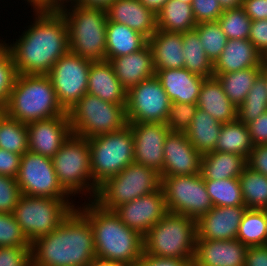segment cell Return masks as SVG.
<instances>
[{
    "label": "cell",
    "instance_id": "50",
    "mask_svg": "<svg viewBox=\"0 0 267 266\" xmlns=\"http://www.w3.org/2000/svg\"><path fill=\"white\" fill-rule=\"evenodd\" d=\"M22 155L0 148V175L17 178Z\"/></svg>",
    "mask_w": 267,
    "mask_h": 266
},
{
    "label": "cell",
    "instance_id": "61",
    "mask_svg": "<svg viewBox=\"0 0 267 266\" xmlns=\"http://www.w3.org/2000/svg\"><path fill=\"white\" fill-rule=\"evenodd\" d=\"M25 1L26 5L28 4V7L31 6V10H42L43 11V0H22Z\"/></svg>",
    "mask_w": 267,
    "mask_h": 266
},
{
    "label": "cell",
    "instance_id": "36",
    "mask_svg": "<svg viewBox=\"0 0 267 266\" xmlns=\"http://www.w3.org/2000/svg\"><path fill=\"white\" fill-rule=\"evenodd\" d=\"M247 247L267 245V219L264 209H248L240 222L237 238Z\"/></svg>",
    "mask_w": 267,
    "mask_h": 266
},
{
    "label": "cell",
    "instance_id": "21",
    "mask_svg": "<svg viewBox=\"0 0 267 266\" xmlns=\"http://www.w3.org/2000/svg\"><path fill=\"white\" fill-rule=\"evenodd\" d=\"M247 249L238 239L196 240L193 266H245Z\"/></svg>",
    "mask_w": 267,
    "mask_h": 266
},
{
    "label": "cell",
    "instance_id": "59",
    "mask_svg": "<svg viewBox=\"0 0 267 266\" xmlns=\"http://www.w3.org/2000/svg\"><path fill=\"white\" fill-rule=\"evenodd\" d=\"M88 266H126L120 262L95 257Z\"/></svg>",
    "mask_w": 267,
    "mask_h": 266
},
{
    "label": "cell",
    "instance_id": "40",
    "mask_svg": "<svg viewBox=\"0 0 267 266\" xmlns=\"http://www.w3.org/2000/svg\"><path fill=\"white\" fill-rule=\"evenodd\" d=\"M237 112V118L246 125L267 112L266 83L261 75L255 80Z\"/></svg>",
    "mask_w": 267,
    "mask_h": 266
},
{
    "label": "cell",
    "instance_id": "33",
    "mask_svg": "<svg viewBox=\"0 0 267 266\" xmlns=\"http://www.w3.org/2000/svg\"><path fill=\"white\" fill-rule=\"evenodd\" d=\"M253 146L247 125L237 118L222 125L214 150L238 154L247 159Z\"/></svg>",
    "mask_w": 267,
    "mask_h": 266
},
{
    "label": "cell",
    "instance_id": "34",
    "mask_svg": "<svg viewBox=\"0 0 267 266\" xmlns=\"http://www.w3.org/2000/svg\"><path fill=\"white\" fill-rule=\"evenodd\" d=\"M262 67H252L222 74H213L221 83L229 100L238 108L245 100Z\"/></svg>",
    "mask_w": 267,
    "mask_h": 266
},
{
    "label": "cell",
    "instance_id": "30",
    "mask_svg": "<svg viewBox=\"0 0 267 266\" xmlns=\"http://www.w3.org/2000/svg\"><path fill=\"white\" fill-rule=\"evenodd\" d=\"M246 166L244 156L214 150L202 155L200 174L204 180L239 178Z\"/></svg>",
    "mask_w": 267,
    "mask_h": 266
},
{
    "label": "cell",
    "instance_id": "64",
    "mask_svg": "<svg viewBox=\"0 0 267 266\" xmlns=\"http://www.w3.org/2000/svg\"><path fill=\"white\" fill-rule=\"evenodd\" d=\"M192 5L193 0H178Z\"/></svg>",
    "mask_w": 267,
    "mask_h": 266
},
{
    "label": "cell",
    "instance_id": "48",
    "mask_svg": "<svg viewBox=\"0 0 267 266\" xmlns=\"http://www.w3.org/2000/svg\"><path fill=\"white\" fill-rule=\"evenodd\" d=\"M192 11L195 21L200 24L217 21L224 10L218 0H193Z\"/></svg>",
    "mask_w": 267,
    "mask_h": 266
},
{
    "label": "cell",
    "instance_id": "39",
    "mask_svg": "<svg viewBox=\"0 0 267 266\" xmlns=\"http://www.w3.org/2000/svg\"><path fill=\"white\" fill-rule=\"evenodd\" d=\"M213 206H245L239 178L205 180Z\"/></svg>",
    "mask_w": 267,
    "mask_h": 266
},
{
    "label": "cell",
    "instance_id": "19",
    "mask_svg": "<svg viewBox=\"0 0 267 266\" xmlns=\"http://www.w3.org/2000/svg\"><path fill=\"white\" fill-rule=\"evenodd\" d=\"M160 176L200 174L202 155L187 139L186 133L170 132L164 143Z\"/></svg>",
    "mask_w": 267,
    "mask_h": 266
},
{
    "label": "cell",
    "instance_id": "15",
    "mask_svg": "<svg viewBox=\"0 0 267 266\" xmlns=\"http://www.w3.org/2000/svg\"><path fill=\"white\" fill-rule=\"evenodd\" d=\"M17 183L21 195L72 198L59 184L52 158L27 151L21 157Z\"/></svg>",
    "mask_w": 267,
    "mask_h": 266
},
{
    "label": "cell",
    "instance_id": "42",
    "mask_svg": "<svg viewBox=\"0 0 267 266\" xmlns=\"http://www.w3.org/2000/svg\"><path fill=\"white\" fill-rule=\"evenodd\" d=\"M217 21L228 40L249 38L252 20L242 7L224 10Z\"/></svg>",
    "mask_w": 267,
    "mask_h": 266
},
{
    "label": "cell",
    "instance_id": "56",
    "mask_svg": "<svg viewBox=\"0 0 267 266\" xmlns=\"http://www.w3.org/2000/svg\"><path fill=\"white\" fill-rule=\"evenodd\" d=\"M75 3L76 0H43V11H60Z\"/></svg>",
    "mask_w": 267,
    "mask_h": 266
},
{
    "label": "cell",
    "instance_id": "9",
    "mask_svg": "<svg viewBox=\"0 0 267 266\" xmlns=\"http://www.w3.org/2000/svg\"><path fill=\"white\" fill-rule=\"evenodd\" d=\"M75 203L73 198L21 195L13 214L22 232L32 243L56 229L77 207Z\"/></svg>",
    "mask_w": 267,
    "mask_h": 266
},
{
    "label": "cell",
    "instance_id": "63",
    "mask_svg": "<svg viewBox=\"0 0 267 266\" xmlns=\"http://www.w3.org/2000/svg\"><path fill=\"white\" fill-rule=\"evenodd\" d=\"M261 76L265 79L266 83V90H267V70L262 67L261 69Z\"/></svg>",
    "mask_w": 267,
    "mask_h": 266
},
{
    "label": "cell",
    "instance_id": "6",
    "mask_svg": "<svg viewBox=\"0 0 267 266\" xmlns=\"http://www.w3.org/2000/svg\"><path fill=\"white\" fill-rule=\"evenodd\" d=\"M144 253L150 256L193 259L197 221L183 214L167 212L143 236Z\"/></svg>",
    "mask_w": 267,
    "mask_h": 266
},
{
    "label": "cell",
    "instance_id": "14",
    "mask_svg": "<svg viewBox=\"0 0 267 266\" xmlns=\"http://www.w3.org/2000/svg\"><path fill=\"white\" fill-rule=\"evenodd\" d=\"M171 103L156 76L143 80L127 90V122L165 123Z\"/></svg>",
    "mask_w": 267,
    "mask_h": 266
},
{
    "label": "cell",
    "instance_id": "20",
    "mask_svg": "<svg viewBox=\"0 0 267 266\" xmlns=\"http://www.w3.org/2000/svg\"><path fill=\"white\" fill-rule=\"evenodd\" d=\"M246 206H213L197 220L196 240H230L237 232Z\"/></svg>",
    "mask_w": 267,
    "mask_h": 266
},
{
    "label": "cell",
    "instance_id": "41",
    "mask_svg": "<svg viewBox=\"0 0 267 266\" xmlns=\"http://www.w3.org/2000/svg\"><path fill=\"white\" fill-rule=\"evenodd\" d=\"M194 29L198 33L204 51L214 64L222 53L228 40L225 33L222 31L220 24L218 21L202 22L197 24Z\"/></svg>",
    "mask_w": 267,
    "mask_h": 266
},
{
    "label": "cell",
    "instance_id": "3",
    "mask_svg": "<svg viewBox=\"0 0 267 266\" xmlns=\"http://www.w3.org/2000/svg\"><path fill=\"white\" fill-rule=\"evenodd\" d=\"M90 222L96 257L135 266L144 252L143 236L125 225L118 215L94 200L76 207Z\"/></svg>",
    "mask_w": 267,
    "mask_h": 266
},
{
    "label": "cell",
    "instance_id": "18",
    "mask_svg": "<svg viewBox=\"0 0 267 266\" xmlns=\"http://www.w3.org/2000/svg\"><path fill=\"white\" fill-rule=\"evenodd\" d=\"M28 151L52 158L72 134L68 112L27 124Z\"/></svg>",
    "mask_w": 267,
    "mask_h": 266
},
{
    "label": "cell",
    "instance_id": "58",
    "mask_svg": "<svg viewBox=\"0 0 267 266\" xmlns=\"http://www.w3.org/2000/svg\"><path fill=\"white\" fill-rule=\"evenodd\" d=\"M146 8L152 10L155 14L165 5L168 0H139Z\"/></svg>",
    "mask_w": 267,
    "mask_h": 266
},
{
    "label": "cell",
    "instance_id": "57",
    "mask_svg": "<svg viewBox=\"0 0 267 266\" xmlns=\"http://www.w3.org/2000/svg\"><path fill=\"white\" fill-rule=\"evenodd\" d=\"M113 0H76L75 4L86 7H95L106 9Z\"/></svg>",
    "mask_w": 267,
    "mask_h": 266
},
{
    "label": "cell",
    "instance_id": "24",
    "mask_svg": "<svg viewBox=\"0 0 267 266\" xmlns=\"http://www.w3.org/2000/svg\"><path fill=\"white\" fill-rule=\"evenodd\" d=\"M109 62L126 90L155 76L153 54L149 44L137 52L112 58Z\"/></svg>",
    "mask_w": 267,
    "mask_h": 266
},
{
    "label": "cell",
    "instance_id": "5",
    "mask_svg": "<svg viewBox=\"0 0 267 266\" xmlns=\"http://www.w3.org/2000/svg\"><path fill=\"white\" fill-rule=\"evenodd\" d=\"M59 12L67 24L69 51L92 62L106 61V10L73 4Z\"/></svg>",
    "mask_w": 267,
    "mask_h": 266
},
{
    "label": "cell",
    "instance_id": "17",
    "mask_svg": "<svg viewBox=\"0 0 267 266\" xmlns=\"http://www.w3.org/2000/svg\"><path fill=\"white\" fill-rule=\"evenodd\" d=\"M120 220L129 228L144 236L168 212L163 190L140 196L114 210Z\"/></svg>",
    "mask_w": 267,
    "mask_h": 266
},
{
    "label": "cell",
    "instance_id": "35",
    "mask_svg": "<svg viewBox=\"0 0 267 266\" xmlns=\"http://www.w3.org/2000/svg\"><path fill=\"white\" fill-rule=\"evenodd\" d=\"M183 54L185 69L203 78L213 77V63L195 29L183 33Z\"/></svg>",
    "mask_w": 267,
    "mask_h": 266
},
{
    "label": "cell",
    "instance_id": "10",
    "mask_svg": "<svg viewBox=\"0 0 267 266\" xmlns=\"http://www.w3.org/2000/svg\"><path fill=\"white\" fill-rule=\"evenodd\" d=\"M125 107L86 93L68 111L72 133L89 139L121 130L128 125Z\"/></svg>",
    "mask_w": 267,
    "mask_h": 266
},
{
    "label": "cell",
    "instance_id": "25",
    "mask_svg": "<svg viewBox=\"0 0 267 266\" xmlns=\"http://www.w3.org/2000/svg\"><path fill=\"white\" fill-rule=\"evenodd\" d=\"M87 93L113 104L127 103V90L116 77L109 61L91 62Z\"/></svg>",
    "mask_w": 267,
    "mask_h": 266
},
{
    "label": "cell",
    "instance_id": "65",
    "mask_svg": "<svg viewBox=\"0 0 267 266\" xmlns=\"http://www.w3.org/2000/svg\"><path fill=\"white\" fill-rule=\"evenodd\" d=\"M2 39H0V48L4 45L5 40L3 39V37H1Z\"/></svg>",
    "mask_w": 267,
    "mask_h": 266
},
{
    "label": "cell",
    "instance_id": "43",
    "mask_svg": "<svg viewBox=\"0 0 267 266\" xmlns=\"http://www.w3.org/2000/svg\"><path fill=\"white\" fill-rule=\"evenodd\" d=\"M16 77V66L11 51L3 45L0 48V108L6 106Z\"/></svg>",
    "mask_w": 267,
    "mask_h": 266
},
{
    "label": "cell",
    "instance_id": "37",
    "mask_svg": "<svg viewBox=\"0 0 267 266\" xmlns=\"http://www.w3.org/2000/svg\"><path fill=\"white\" fill-rule=\"evenodd\" d=\"M244 205L248 209L267 208V176L245 167L239 176Z\"/></svg>",
    "mask_w": 267,
    "mask_h": 266
},
{
    "label": "cell",
    "instance_id": "22",
    "mask_svg": "<svg viewBox=\"0 0 267 266\" xmlns=\"http://www.w3.org/2000/svg\"><path fill=\"white\" fill-rule=\"evenodd\" d=\"M105 10L107 20L124 24L148 39L157 30L156 14L139 0H113Z\"/></svg>",
    "mask_w": 267,
    "mask_h": 266
},
{
    "label": "cell",
    "instance_id": "1",
    "mask_svg": "<svg viewBox=\"0 0 267 266\" xmlns=\"http://www.w3.org/2000/svg\"><path fill=\"white\" fill-rule=\"evenodd\" d=\"M30 12L32 21L22 34L10 43L6 39L4 45L11 51L17 74L48 75L55 62L69 51L67 24L59 11Z\"/></svg>",
    "mask_w": 267,
    "mask_h": 266
},
{
    "label": "cell",
    "instance_id": "4",
    "mask_svg": "<svg viewBox=\"0 0 267 266\" xmlns=\"http://www.w3.org/2000/svg\"><path fill=\"white\" fill-rule=\"evenodd\" d=\"M4 110L10 118L24 124L67 113L48 75L17 74Z\"/></svg>",
    "mask_w": 267,
    "mask_h": 266
},
{
    "label": "cell",
    "instance_id": "32",
    "mask_svg": "<svg viewBox=\"0 0 267 266\" xmlns=\"http://www.w3.org/2000/svg\"><path fill=\"white\" fill-rule=\"evenodd\" d=\"M157 29L185 33L193 30L197 22L193 16L192 5L178 1L168 0L156 14Z\"/></svg>",
    "mask_w": 267,
    "mask_h": 266
},
{
    "label": "cell",
    "instance_id": "60",
    "mask_svg": "<svg viewBox=\"0 0 267 266\" xmlns=\"http://www.w3.org/2000/svg\"><path fill=\"white\" fill-rule=\"evenodd\" d=\"M223 10L242 7L243 0H218Z\"/></svg>",
    "mask_w": 267,
    "mask_h": 266
},
{
    "label": "cell",
    "instance_id": "13",
    "mask_svg": "<svg viewBox=\"0 0 267 266\" xmlns=\"http://www.w3.org/2000/svg\"><path fill=\"white\" fill-rule=\"evenodd\" d=\"M91 62L68 51L52 66L48 76L52 80L57 99L66 112L87 93Z\"/></svg>",
    "mask_w": 267,
    "mask_h": 266
},
{
    "label": "cell",
    "instance_id": "38",
    "mask_svg": "<svg viewBox=\"0 0 267 266\" xmlns=\"http://www.w3.org/2000/svg\"><path fill=\"white\" fill-rule=\"evenodd\" d=\"M0 148L23 155L28 151L27 124L10 118L1 108Z\"/></svg>",
    "mask_w": 267,
    "mask_h": 266
},
{
    "label": "cell",
    "instance_id": "66",
    "mask_svg": "<svg viewBox=\"0 0 267 266\" xmlns=\"http://www.w3.org/2000/svg\"><path fill=\"white\" fill-rule=\"evenodd\" d=\"M264 211H265V213H266V219H267V208H266V209H264Z\"/></svg>",
    "mask_w": 267,
    "mask_h": 266
},
{
    "label": "cell",
    "instance_id": "47",
    "mask_svg": "<svg viewBox=\"0 0 267 266\" xmlns=\"http://www.w3.org/2000/svg\"><path fill=\"white\" fill-rule=\"evenodd\" d=\"M0 266H31V246L0 247Z\"/></svg>",
    "mask_w": 267,
    "mask_h": 266
},
{
    "label": "cell",
    "instance_id": "53",
    "mask_svg": "<svg viewBox=\"0 0 267 266\" xmlns=\"http://www.w3.org/2000/svg\"><path fill=\"white\" fill-rule=\"evenodd\" d=\"M253 145L267 144V112L247 124Z\"/></svg>",
    "mask_w": 267,
    "mask_h": 266
},
{
    "label": "cell",
    "instance_id": "54",
    "mask_svg": "<svg viewBox=\"0 0 267 266\" xmlns=\"http://www.w3.org/2000/svg\"><path fill=\"white\" fill-rule=\"evenodd\" d=\"M242 8L252 21L267 19V0H243Z\"/></svg>",
    "mask_w": 267,
    "mask_h": 266
},
{
    "label": "cell",
    "instance_id": "12",
    "mask_svg": "<svg viewBox=\"0 0 267 266\" xmlns=\"http://www.w3.org/2000/svg\"><path fill=\"white\" fill-rule=\"evenodd\" d=\"M160 178L168 212L183 214L197 221L213 207L201 174Z\"/></svg>",
    "mask_w": 267,
    "mask_h": 266
},
{
    "label": "cell",
    "instance_id": "23",
    "mask_svg": "<svg viewBox=\"0 0 267 266\" xmlns=\"http://www.w3.org/2000/svg\"><path fill=\"white\" fill-rule=\"evenodd\" d=\"M162 88L171 102L197 104L199 93L206 78L185 68L155 70Z\"/></svg>",
    "mask_w": 267,
    "mask_h": 266
},
{
    "label": "cell",
    "instance_id": "62",
    "mask_svg": "<svg viewBox=\"0 0 267 266\" xmlns=\"http://www.w3.org/2000/svg\"><path fill=\"white\" fill-rule=\"evenodd\" d=\"M262 67L267 70V52L262 55Z\"/></svg>",
    "mask_w": 267,
    "mask_h": 266
},
{
    "label": "cell",
    "instance_id": "2",
    "mask_svg": "<svg viewBox=\"0 0 267 266\" xmlns=\"http://www.w3.org/2000/svg\"><path fill=\"white\" fill-rule=\"evenodd\" d=\"M95 257L93 230L77 208L51 233L31 243V266H88Z\"/></svg>",
    "mask_w": 267,
    "mask_h": 266
},
{
    "label": "cell",
    "instance_id": "49",
    "mask_svg": "<svg viewBox=\"0 0 267 266\" xmlns=\"http://www.w3.org/2000/svg\"><path fill=\"white\" fill-rule=\"evenodd\" d=\"M248 39L261 55L267 52V19L252 21Z\"/></svg>",
    "mask_w": 267,
    "mask_h": 266
},
{
    "label": "cell",
    "instance_id": "29",
    "mask_svg": "<svg viewBox=\"0 0 267 266\" xmlns=\"http://www.w3.org/2000/svg\"><path fill=\"white\" fill-rule=\"evenodd\" d=\"M148 38L124 24L107 20L106 26V61L128 55L144 48Z\"/></svg>",
    "mask_w": 267,
    "mask_h": 266
},
{
    "label": "cell",
    "instance_id": "26",
    "mask_svg": "<svg viewBox=\"0 0 267 266\" xmlns=\"http://www.w3.org/2000/svg\"><path fill=\"white\" fill-rule=\"evenodd\" d=\"M262 67V55L249 39L227 40L219 58L213 64V74Z\"/></svg>",
    "mask_w": 267,
    "mask_h": 266
},
{
    "label": "cell",
    "instance_id": "8",
    "mask_svg": "<svg viewBox=\"0 0 267 266\" xmlns=\"http://www.w3.org/2000/svg\"><path fill=\"white\" fill-rule=\"evenodd\" d=\"M91 174L98 188L134 162V140L129 125L88 139Z\"/></svg>",
    "mask_w": 267,
    "mask_h": 266
},
{
    "label": "cell",
    "instance_id": "11",
    "mask_svg": "<svg viewBox=\"0 0 267 266\" xmlns=\"http://www.w3.org/2000/svg\"><path fill=\"white\" fill-rule=\"evenodd\" d=\"M161 186L160 174L138 163H131L98 187L94 201L114 211L134 199L151 194Z\"/></svg>",
    "mask_w": 267,
    "mask_h": 266
},
{
    "label": "cell",
    "instance_id": "28",
    "mask_svg": "<svg viewBox=\"0 0 267 266\" xmlns=\"http://www.w3.org/2000/svg\"><path fill=\"white\" fill-rule=\"evenodd\" d=\"M197 106L222 124L237 119L238 108L229 100L221 83L214 76L203 81Z\"/></svg>",
    "mask_w": 267,
    "mask_h": 266
},
{
    "label": "cell",
    "instance_id": "31",
    "mask_svg": "<svg viewBox=\"0 0 267 266\" xmlns=\"http://www.w3.org/2000/svg\"><path fill=\"white\" fill-rule=\"evenodd\" d=\"M222 125L209 113L198 108L185 133L190 143L203 155L214 151Z\"/></svg>",
    "mask_w": 267,
    "mask_h": 266
},
{
    "label": "cell",
    "instance_id": "51",
    "mask_svg": "<svg viewBox=\"0 0 267 266\" xmlns=\"http://www.w3.org/2000/svg\"><path fill=\"white\" fill-rule=\"evenodd\" d=\"M246 162L247 167L267 176V144L254 145Z\"/></svg>",
    "mask_w": 267,
    "mask_h": 266
},
{
    "label": "cell",
    "instance_id": "16",
    "mask_svg": "<svg viewBox=\"0 0 267 266\" xmlns=\"http://www.w3.org/2000/svg\"><path fill=\"white\" fill-rule=\"evenodd\" d=\"M134 140V162L162 173L164 143L171 132L165 123H128Z\"/></svg>",
    "mask_w": 267,
    "mask_h": 266
},
{
    "label": "cell",
    "instance_id": "45",
    "mask_svg": "<svg viewBox=\"0 0 267 266\" xmlns=\"http://www.w3.org/2000/svg\"><path fill=\"white\" fill-rule=\"evenodd\" d=\"M31 246L13 213L0 212V247Z\"/></svg>",
    "mask_w": 267,
    "mask_h": 266
},
{
    "label": "cell",
    "instance_id": "46",
    "mask_svg": "<svg viewBox=\"0 0 267 266\" xmlns=\"http://www.w3.org/2000/svg\"><path fill=\"white\" fill-rule=\"evenodd\" d=\"M20 196L21 192L17 179L0 175V212L14 213Z\"/></svg>",
    "mask_w": 267,
    "mask_h": 266
},
{
    "label": "cell",
    "instance_id": "7",
    "mask_svg": "<svg viewBox=\"0 0 267 266\" xmlns=\"http://www.w3.org/2000/svg\"><path fill=\"white\" fill-rule=\"evenodd\" d=\"M52 163L59 184L72 198L94 200L98 188L92 179L88 139L72 133L52 157Z\"/></svg>",
    "mask_w": 267,
    "mask_h": 266
},
{
    "label": "cell",
    "instance_id": "27",
    "mask_svg": "<svg viewBox=\"0 0 267 266\" xmlns=\"http://www.w3.org/2000/svg\"><path fill=\"white\" fill-rule=\"evenodd\" d=\"M155 70L184 68L183 33L157 29L148 39Z\"/></svg>",
    "mask_w": 267,
    "mask_h": 266
},
{
    "label": "cell",
    "instance_id": "44",
    "mask_svg": "<svg viewBox=\"0 0 267 266\" xmlns=\"http://www.w3.org/2000/svg\"><path fill=\"white\" fill-rule=\"evenodd\" d=\"M197 104L172 102L165 125L171 132L185 133L195 116Z\"/></svg>",
    "mask_w": 267,
    "mask_h": 266
},
{
    "label": "cell",
    "instance_id": "55",
    "mask_svg": "<svg viewBox=\"0 0 267 266\" xmlns=\"http://www.w3.org/2000/svg\"><path fill=\"white\" fill-rule=\"evenodd\" d=\"M245 266H267V245L249 246Z\"/></svg>",
    "mask_w": 267,
    "mask_h": 266
},
{
    "label": "cell",
    "instance_id": "52",
    "mask_svg": "<svg viewBox=\"0 0 267 266\" xmlns=\"http://www.w3.org/2000/svg\"><path fill=\"white\" fill-rule=\"evenodd\" d=\"M135 266H193V259L157 257L143 252Z\"/></svg>",
    "mask_w": 267,
    "mask_h": 266
},
{
    "label": "cell",
    "instance_id": "67",
    "mask_svg": "<svg viewBox=\"0 0 267 266\" xmlns=\"http://www.w3.org/2000/svg\"><path fill=\"white\" fill-rule=\"evenodd\" d=\"M0 124H1V108H0Z\"/></svg>",
    "mask_w": 267,
    "mask_h": 266
}]
</instances>
